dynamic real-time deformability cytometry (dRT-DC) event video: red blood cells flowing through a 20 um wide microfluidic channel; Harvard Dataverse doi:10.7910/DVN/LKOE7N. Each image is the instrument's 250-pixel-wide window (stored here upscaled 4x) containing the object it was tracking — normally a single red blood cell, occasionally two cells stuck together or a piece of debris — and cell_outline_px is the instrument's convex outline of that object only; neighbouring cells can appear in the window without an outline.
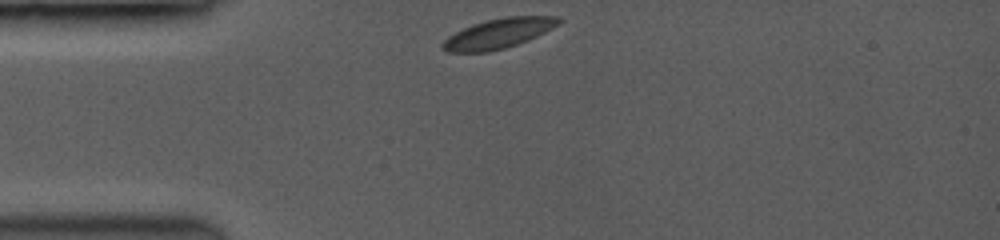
{"species": "common noctule bat (a hibernating species)", "species_latin": "Nyctalus noctula", "temperature_condition": "room temperature", "stored_images_in_passage": 5, "camera_frame_rate_fps": 3500, "um_per_image_px": 0.085, "animal": {"sex": "female", "body_mass_g": 19.0, "forearm_length_mm": 53.3}, "frame": {"image": 1, "passage_image": 1, "time_ms": 0.0, "image_size_px": [1000, 240], "cell_outline_px": [[564, 20], [544, 32], [528, 40], [504, 48], [488, 52], [448, 52], [440, 48], [440, 44], [448, 36], [472, 24], [504, 16], [560, 16]], "centroid_in_image_um": [42.35, 2.84], "position_along_channel_um": 42.6, "area_um2": 20.11}}
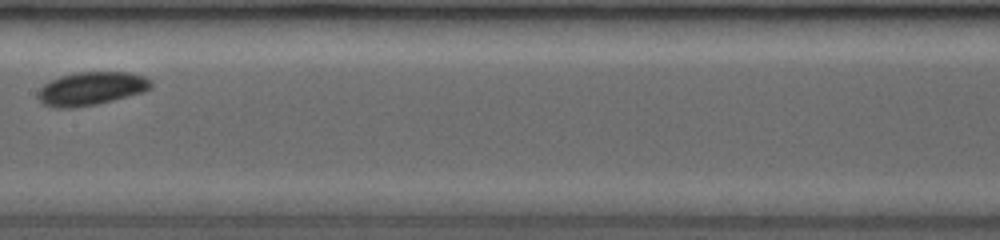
{"frame": {"image": 2, "passage_image": 5, "time_ms": 4.571, "image_size_px": [1000, 240], "cell_outline_px": [[152, 88], [144, 92], [112, 100], [92, 104], [68, 108], [44, 104], [40, 100], [40, 88], [44, 84], [60, 76], [76, 72], [128, 72], [144, 76], [152, 80]], "centroid_in_image_um": [7.83, 7.49], "position_along_channel_um": 199.6, "area_um2": 21.44}}